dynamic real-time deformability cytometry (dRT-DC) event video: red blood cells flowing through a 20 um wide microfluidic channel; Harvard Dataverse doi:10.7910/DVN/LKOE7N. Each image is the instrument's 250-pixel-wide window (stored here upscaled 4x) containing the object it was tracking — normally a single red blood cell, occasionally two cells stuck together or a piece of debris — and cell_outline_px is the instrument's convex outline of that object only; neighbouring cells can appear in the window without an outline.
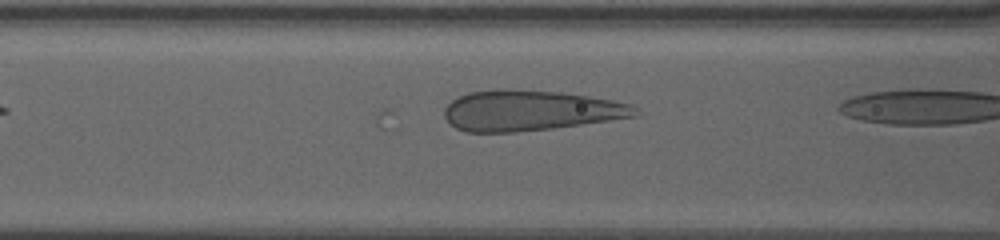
{"species": "human", "species_latin": "Homo sapiens", "temperature_condition": "warm", "stored_images_in_passage": 7, "camera_frame_rate_fps": 3000, "um_per_image_px": 0.085, "donor": {"sex": "female"}, "frame": {"image": 1, "passage_image": 3, "time_ms": 0.667, "image_size_px": [1000, 240], "cell_outline_px": [[636, 116], [552, 128], [512, 132], [468, 132], [456, 128], [444, 116], [444, 108], [452, 100], [468, 92], [496, 88], [508, 88], [560, 92], [588, 96], [612, 100], [632, 104], [636, 108]], "centroid_in_image_um": [45.02, 9.37], "position_along_channel_um": 121.6, "area_um2": 44.85}}